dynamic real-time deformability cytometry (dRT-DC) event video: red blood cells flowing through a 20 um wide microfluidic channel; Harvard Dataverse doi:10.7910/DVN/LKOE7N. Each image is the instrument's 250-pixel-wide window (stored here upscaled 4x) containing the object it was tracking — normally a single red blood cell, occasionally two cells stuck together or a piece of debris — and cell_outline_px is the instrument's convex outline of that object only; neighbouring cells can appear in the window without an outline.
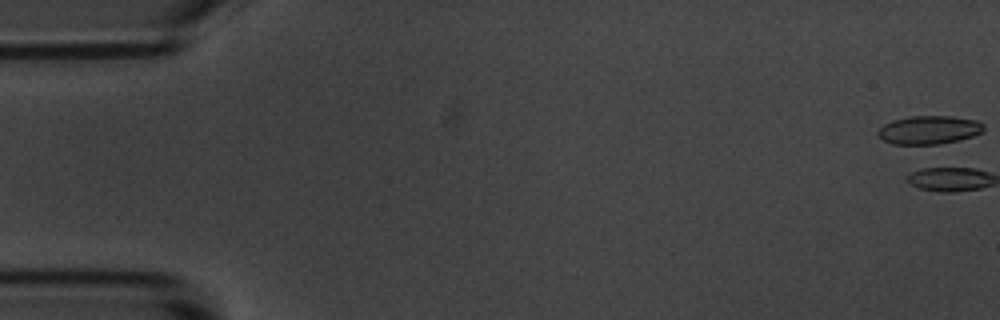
{"species": "common noctule bat (a hibernating species)", "species_latin": "Nyctalus noctula", "temperature_condition": "room temperature", "stored_images_in_passage": 6, "camera_frame_rate_fps": 3000, "um_per_image_px": 0.085, "animal": {"sex": "male", "body_mass_g": 20.1, "forearm_length_mm": 53.5}, "frame": {"image": 1, "passage_image": 1, "time_ms": 0.0, "image_size_px": [1000, 320], "cell_outline_px": [[984, 132], [960, 140], [940, 144], [892, 144], [876, 136], [876, 132], [884, 124], [892, 120], [908, 116], [952, 116], [976, 120], [984, 124]], "centroid_in_image_um": [78.96, 11.04], "position_along_channel_um": 6.0, "area_um2": 17.74}}